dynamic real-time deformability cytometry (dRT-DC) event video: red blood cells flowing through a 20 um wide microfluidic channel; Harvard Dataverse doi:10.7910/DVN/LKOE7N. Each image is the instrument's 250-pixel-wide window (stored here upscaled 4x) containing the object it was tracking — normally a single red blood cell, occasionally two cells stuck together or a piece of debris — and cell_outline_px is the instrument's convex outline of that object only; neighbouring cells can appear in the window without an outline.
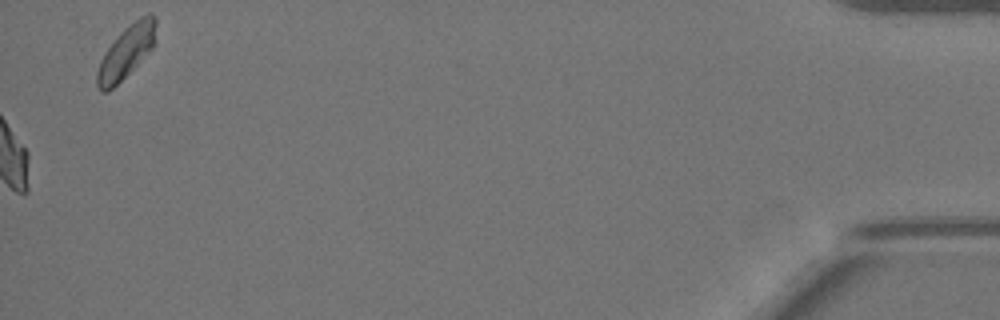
{"species": "Egyptian fruit bat (a non-hibernating species)", "species_latin": "Rousettus aegyptiacus", "temperature_condition": "warm", "stored_images_in_passage": 53, "camera_frame_rate_fps": 3000, "um_per_image_px": 0.085, "animal": {"sex": "female"}, "frame": {"image": 1, "passage_image": 53, "time_ms": 17.333, "image_size_px": [1000, 320], "cell_outline_px": [[156, 40], [152, 48], [108, 92], [100, 92], [96, 84], [96, 72], [100, 60], [104, 52], [120, 32], [124, 28], [140, 16], [156, 16]], "centroid_in_image_um": [10.7, 4.41], "position_along_channel_um": 424.5, "area_um2": 17.74}, "authors_computed_cell_mechanics": {"area_um2": 19.5942, "velocity_mm_per_s": 3.9413, "shape_relaxation_time_tau1_ms": 6.462, "shape_relaxation_time_tau2_ms": 1.5101, "deformation_change_tau1": 0.1978, "deformation_change_tau2": 0.0721}}